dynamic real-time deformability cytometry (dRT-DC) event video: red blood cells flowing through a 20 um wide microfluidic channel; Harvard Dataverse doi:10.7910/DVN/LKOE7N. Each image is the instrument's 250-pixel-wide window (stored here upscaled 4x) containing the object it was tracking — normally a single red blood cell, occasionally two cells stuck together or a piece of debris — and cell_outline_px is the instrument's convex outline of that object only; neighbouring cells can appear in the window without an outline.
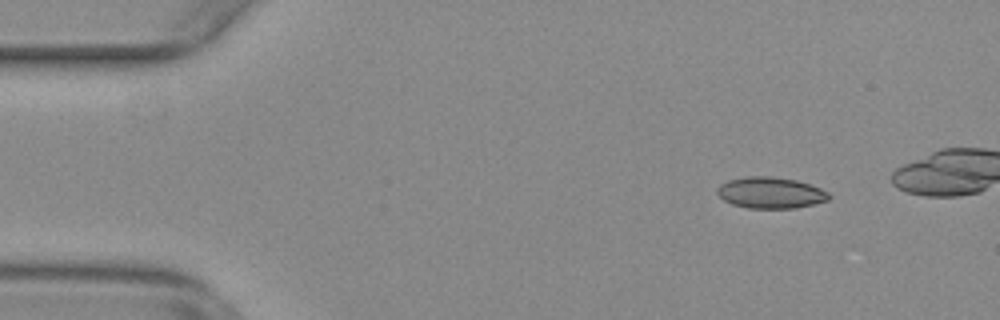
{"species": "common noctule bat (a hibernating species)", "species_latin": "Nyctalus noctula", "temperature_condition": "warm", "stored_images_in_passage": 44, "camera_frame_rate_fps": 3000, "um_per_image_px": 0.085, "animal": {"sex": "female", "body_mass_g": 29.2, "forearm_length_mm": 56.3}, "frame": {"image": 1, "passage_image": 3, "time_ms": 0.667, "image_size_px": [1000, 320], "cell_outline_px": [[832, 196], [828, 200], [796, 208], [748, 208], [732, 204], [724, 200], [716, 192], [716, 188], [720, 184], [728, 180], [748, 176], [772, 176], [796, 180], [820, 188], [828, 192]], "centroid_in_image_um": [65.48, 16.38], "position_along_channel_um": 19.5, "area_um2": 20.35}}
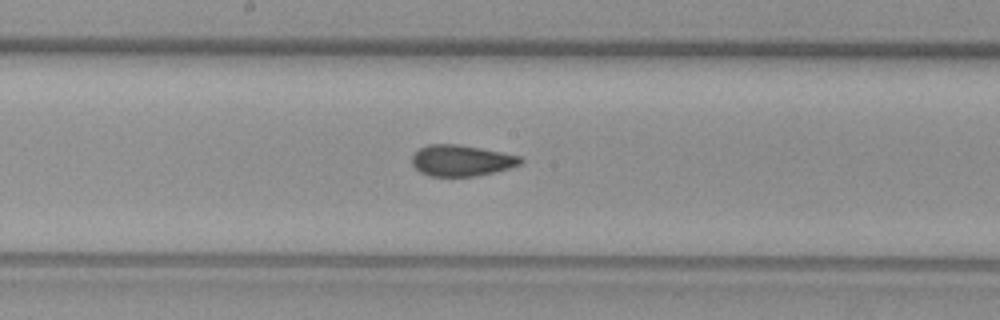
{"frame": {"image": 2, "passage_image": 25, "time_ms": 8.0, "image_size_px": [1000, 320], "cell_outline_px": [[524, 160], [520, 164], [508, 168], [476, 176], [428, 176], [420, 172], [412, 164], [412, 156], [420, 148], [428, 144], [456, 144], [480, 148], [520, 156]], "centroid_in_image_um": [39.19, 13.64], "position_along_channel_um": 209.0, "area_um2": 19.48}}
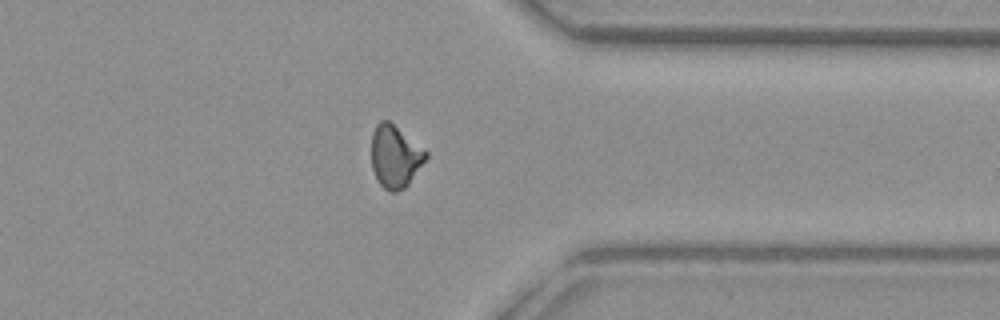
{"frame": {"image": 3, "passage_image": 39, "time_ms": 12.667, "image_size_px": [1000, 320], "cell_outline_px": [[428, 156], [408, 184], [404, 188], [396, 192], [388, 192], [380, 184], [372, 168], [372, 132], [376, 124], [380, 120], [388, 120], [428, 152]], "centroid_in_image_um": [33.57, 13.3], "position_along_channel_um": 377.8, "area_um2": 19.59}, "authors_computed_cell_mechanics": {"area_um2": 19.941, "velocity_mm_per_s": 3.7868, "shape_relaxation_time_tau1_ms": null, "shape_relaxation_time_tau2_ms": 1.554, "deformation_change_tau1": null, "deformation_change_tau2": 0.061}}